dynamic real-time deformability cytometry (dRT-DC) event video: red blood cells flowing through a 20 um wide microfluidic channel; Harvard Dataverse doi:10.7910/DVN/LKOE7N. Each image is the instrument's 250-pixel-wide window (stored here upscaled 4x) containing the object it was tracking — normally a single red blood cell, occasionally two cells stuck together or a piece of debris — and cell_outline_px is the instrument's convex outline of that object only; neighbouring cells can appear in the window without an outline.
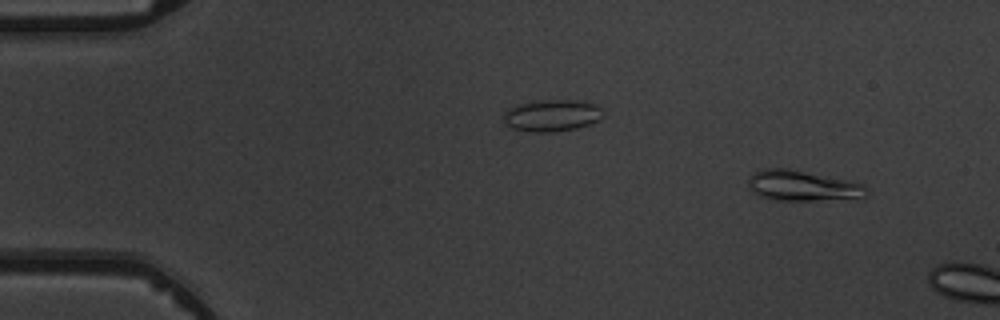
{"species": "common noctule bat (a hibernating species)", "species_latin": "Nyctalus noctula", "temperature_condition": "warm", "stored_images_in_passage": 2, "camera_frame_rate_fps": 3000, "um_per_image_px": 0.085, "animal": {"sex": "male", "body_mass_g": 19.5, "forearm_length_mm": 54.6}, "frame": {"image": 1, "passage_image": 1, "time_ms": 0.0, "image_size_px": [1000, 320], "cell_outline_px": [[868, 196], [812, 200], [780, 200], [764, 196], [752, 192], [748, 184], [748, 180], [756, 172], [768, 168], [788, 168], [864, 184], [868, 192]], "centroid_in_image_um": [68.21, 15.78], "position_along_channel_um": 16.8, "area_um2": 20.23}}